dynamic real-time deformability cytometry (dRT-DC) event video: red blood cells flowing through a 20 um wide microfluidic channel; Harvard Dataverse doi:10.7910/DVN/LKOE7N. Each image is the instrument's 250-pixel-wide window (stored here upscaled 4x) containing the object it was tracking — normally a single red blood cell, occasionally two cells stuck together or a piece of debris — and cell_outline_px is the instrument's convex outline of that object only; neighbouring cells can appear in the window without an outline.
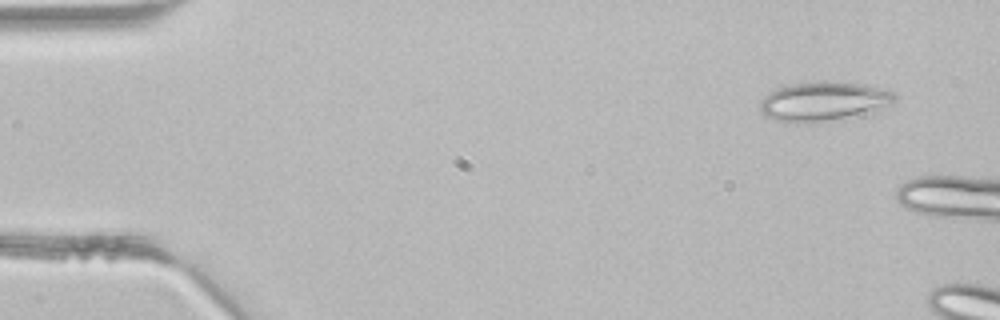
{"species": "common noctule bat (a hibernating species)", "species_latin": "Nyctalus noctula", "temperature_condition": "room temperature", "stored_images_in_passage": 2, "camera_frame_rate_fps": 3000, "um_per_image_px": 0.085, "animal": {"sex": "male", "body_mass_g": 21.5, "forearm_length_mm": 52.0}, "frame": {"image": 1, "passage_image": 1, "time_ms": 0.0, "image_size_px": [1000, 320], "cell_outline_px": [[896, 100], [876, 112], [812, 124], [800, 124], [776, 120], [764, 116], [760, 108], [760, 100], [764, 96], [780, 88], [792, 84], [820, 80], [824, 80], [864, 84], [892, 92], [896, 96]], "centroid_in_image_um": [70.01, 8.64], "position_along_channel_um": 15.0, "area_um2": 31.21}}